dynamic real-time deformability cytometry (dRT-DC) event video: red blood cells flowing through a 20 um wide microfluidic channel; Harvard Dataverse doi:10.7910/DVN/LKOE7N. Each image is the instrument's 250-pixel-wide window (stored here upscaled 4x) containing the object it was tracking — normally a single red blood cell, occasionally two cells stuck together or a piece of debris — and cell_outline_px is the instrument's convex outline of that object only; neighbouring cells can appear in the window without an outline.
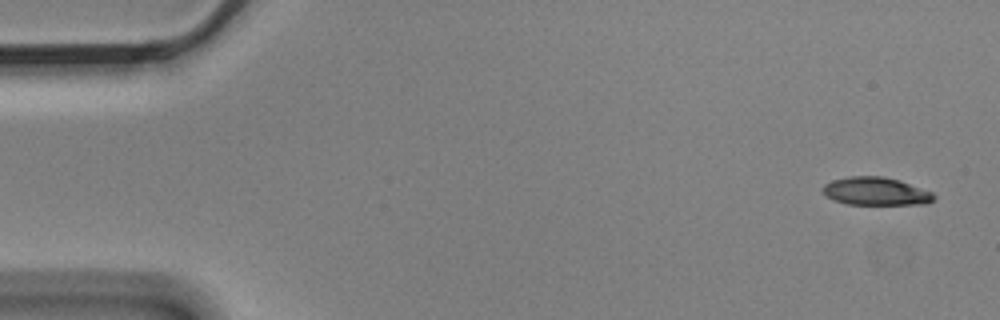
{"species": "Egyptian fruit bat (a non-hibernating species)", "species_latin": "Rousettus aegyptiacus", "temperature_condition": "cold", "stored_images_in_passage": 4, "camera_frame_rate_fps": 3000, "um_per_image_px": 0.085, "animal": {"sex": "male"}, "frame": {"image": 1, "passage_image": 1, "time_ms": 0.0, "image_size_px": [1000, 320], "cell_outline_px": [[936, 196], [928, 204], [848, 204], [836, 200], [828, 196], [820, 188], [824, 184], [832, 180], [852, 176], [880, 176], [900, 180], [932, 192]], "centroid_in_image_um": [74.46, 16.25], "position_along_channel_um": 10.5, "area_um2": 17.98}}
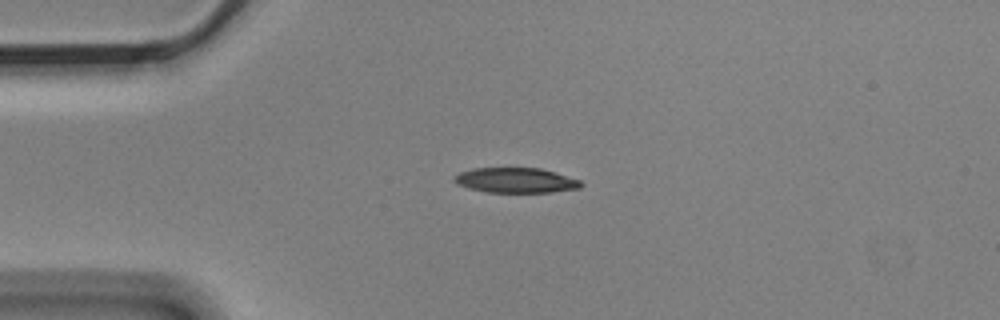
{"frame": {"image": 2, "passage_image": 4, "time_ms": 1.0, "image_size_px": [1000, 320], "cell_outline_px": [[584, 184], [580, 188], [552, 192], [484, 192], [468, 188], [456, 184], [452, 180], [452, 176], [460, 172], [472, 168], [540, 168], [556, 172], [580, 180]], "centroid_in_image_um": [43.81, 15.32], "position_along_channel_um": 41.2, "area_um2": 18.73}}